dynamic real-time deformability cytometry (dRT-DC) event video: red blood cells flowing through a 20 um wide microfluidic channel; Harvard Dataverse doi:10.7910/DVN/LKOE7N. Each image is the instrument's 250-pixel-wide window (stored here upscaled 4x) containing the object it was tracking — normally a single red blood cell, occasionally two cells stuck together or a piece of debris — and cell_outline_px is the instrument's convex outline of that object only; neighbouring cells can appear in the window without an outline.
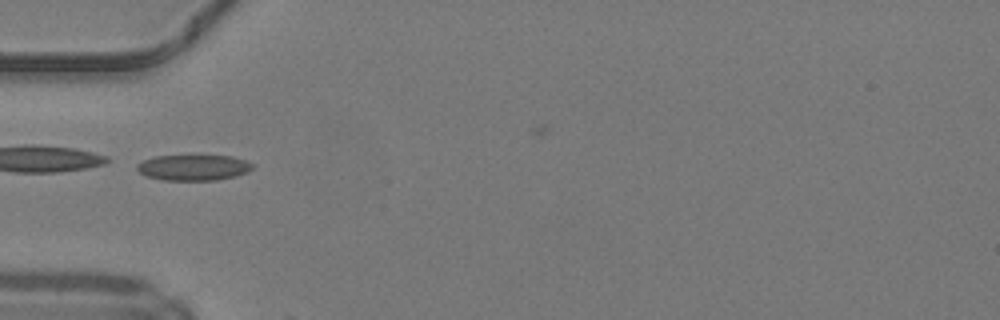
{"species": "common noctule bat (a hibernating species)", "species_latin": "Nyctalus noctula", "temperature_condition": "warm", "stored_images_in_passage": 2, "camera_frame_rate_fps": 3000, "um_per_image_px": 0.085, "animal": {"sex": "male", "body_mass_g": 19.2, "forearm_length_mm": 51.8}, "frame": {"image": 1, "passage_image": 1, "time_ms": 0.0, "image_size_px": [1000, 320], "cell_outline_px": [[256, 164], [248, 172], [236, 176], [216, 180], [160, 180], [144, 176], [136, 168], [136, 164], [152, 156], [232, 156]], "centroid_in_image_um": [16.43, 14.25], "position_along_channel_um": 68.6, "area_um2": 17.46}}